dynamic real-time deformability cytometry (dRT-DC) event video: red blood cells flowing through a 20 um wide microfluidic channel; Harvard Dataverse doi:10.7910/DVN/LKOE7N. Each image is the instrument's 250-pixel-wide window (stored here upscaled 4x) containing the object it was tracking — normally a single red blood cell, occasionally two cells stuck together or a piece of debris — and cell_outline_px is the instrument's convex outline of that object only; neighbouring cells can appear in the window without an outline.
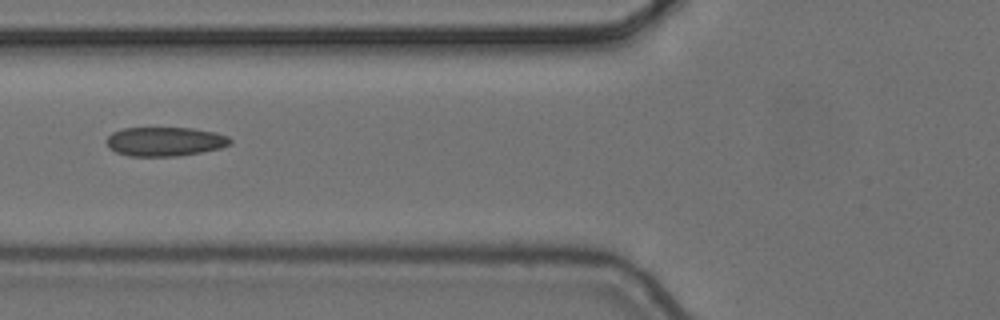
{"species": "common noctule bat (a hibernating species)", "species_latin": "Nyctalus noctula", "temperature_condition": "cold", "stored_images_in_passage": 6, "camera_frame_rate_fps": 3000, "um_per_image_px": 0.085, "animal": {"sex": "female", "body_mass_g": 24.6, "forearm_length_mm": 56.2}, "frame": {"image": 1, "passage_image": 6, "time_ms": 1.667, "image_size_px": [1000, 320], "cell_outline_px": [[232, 144], [220, 148], [180, 156], [128, 156], [116, 152], [108, 148], [104, 140], [112, 132], [124, 128], [192, 128], [216, 132], [228, 136], [232, 140]], "centroid_in_image_um": [14.0, 12.03], "position_along_channel_um": 111.8, "area_um2": 21.21}}